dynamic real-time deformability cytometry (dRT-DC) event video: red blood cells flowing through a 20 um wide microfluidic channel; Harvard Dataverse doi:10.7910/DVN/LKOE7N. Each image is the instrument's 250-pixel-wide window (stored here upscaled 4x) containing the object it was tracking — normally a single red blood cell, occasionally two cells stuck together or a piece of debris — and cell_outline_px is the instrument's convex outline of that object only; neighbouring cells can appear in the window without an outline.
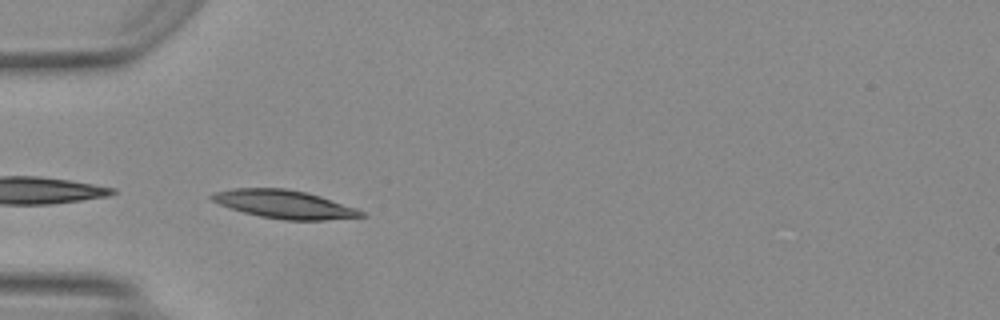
{"species": "Egyptian fruit bat (a non-hibernating species)", "species_latin": "Rousettus aegyptiacus", "temperature_condition": "warm", "stored_images_in_passage": 8, "camera_frame_rate_fps": 3000, "um_per_image_px": 0.085, "animal": {"sex": "female"}, "frame": {"image": 1, "passage_image": 1, "time_ms": 0.0, "image_size_px": [1000, 320], "cell_outline_px": [[368, 216], [324, 220], [284, 220], [260, 216], [228, 208], [212, 200], [208, 196], [216, 192], [232, 188], [284, 188], [308, 192], [356, 208], [364, 212]], "centroid_in_image_um": [24.17, 17.36], "position_along_channel_um": 60.8, "area_um2": 24.57}}
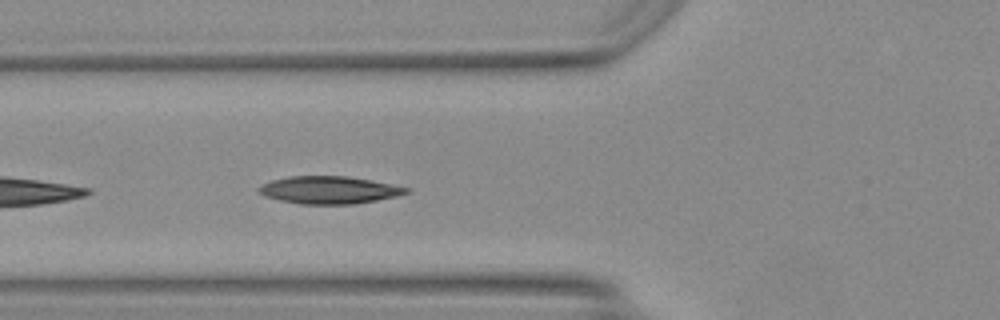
{"frame": {"image": 2, "passage_image": 4, "time_ms": 1.0, "image_size_px": [1000, 320], "cell_outline_px": [[412, 192], [396, 196], [356, 204], [300, 204], [280, 200], [256, 192], [256, 188], [272, 180], [288, 176], [348, 176], [408, 188]], "centroid_in_image_um": [27.95, 16.15], "position_along_channel_um": 97.9, "area_um2": 23.41}}